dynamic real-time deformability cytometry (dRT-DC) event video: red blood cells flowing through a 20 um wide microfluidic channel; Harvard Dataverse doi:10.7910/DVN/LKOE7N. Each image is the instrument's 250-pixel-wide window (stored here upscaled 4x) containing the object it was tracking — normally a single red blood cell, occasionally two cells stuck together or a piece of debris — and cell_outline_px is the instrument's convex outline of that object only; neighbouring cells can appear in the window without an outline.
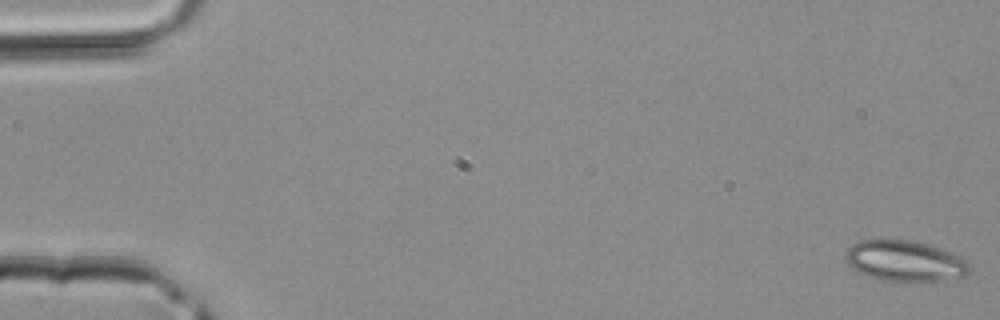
{"species": "common noctule bat (a hibernating species)", "species_latin": "Nyctalus noctula", "temperature_condition": "room temperature", "stored_images_in_passage": 45, "camera_frame_rate_fps": 3000, "um_per_image_px": 0.085, "animal": {"sex": "male", "body_mass_g": 20.4}, "frame": {"image": 1, "passage_image": 1, "time_ms": 0.0, "image_size_px": [1000, 320], "cell_outline_px": [[972, 272], [964, 276], [944, 280], [884, 280], [868, 276], [860, 272], [848, 264], [844, 256], [848, 248], [852, 244], [860, 240], [908, 240], [928, 244], [952, 252], [968, 260], [972, 264]], "centroid_in_image_um": [76.98, 22.17], "position_along_channel_um": 8.0, "area_um2": 29.36}}
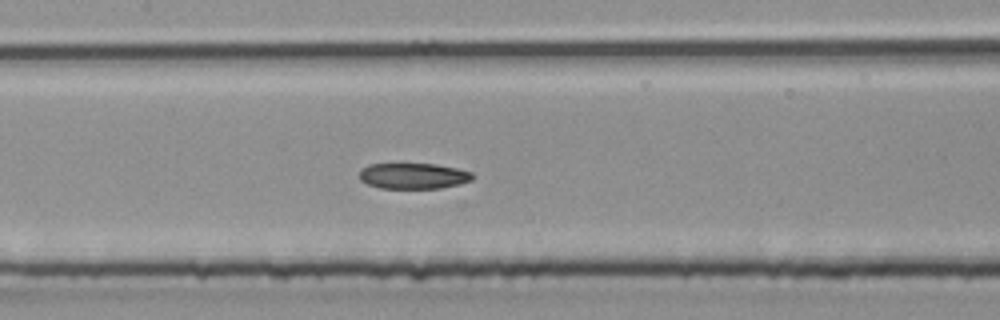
{"frame": {"image": 2, "passage_image": 22, "time_ms": 7.0, "image_size_px": [1000, 320], "cell_outline_px": [[476, 176], [472, 180], [460, 184], [440, 188], [380, 188], [368, 184], [360, 180], [360, 168], [368, 164], [392, 160], [400, 160], [436, 164], [456, 168], [472, 172]], "centroid_in_image_um": [35.08, 14.88], "position_along_channel_um": 172.3, "area_um2": 18.21}}
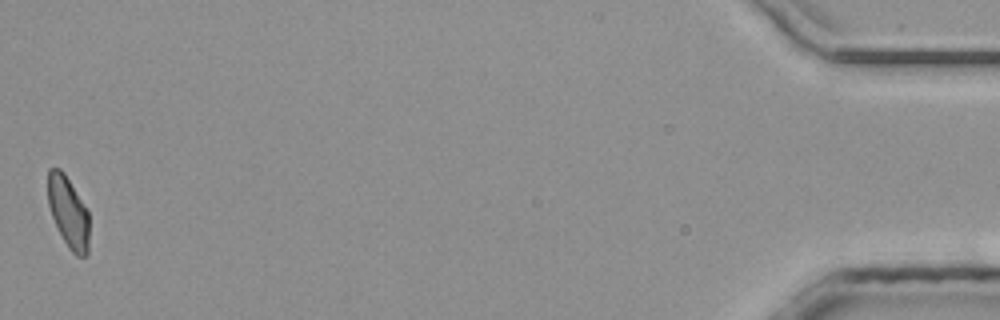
{"frame": {"image": 3, "passage_image": 45, "time_ms": 14.667, "image_size_px": [1000, 320], "cell_outline_px": [[88, 256], [76, 256], [68, 248], [52, 216], [48, 204], [48, 168], [60, 168], [64, 172], [88, 212]], "centroid_in_image_um": [5.8, 18.03], "position_along_channel_um": 429.4, "area_um2": 16.88}}